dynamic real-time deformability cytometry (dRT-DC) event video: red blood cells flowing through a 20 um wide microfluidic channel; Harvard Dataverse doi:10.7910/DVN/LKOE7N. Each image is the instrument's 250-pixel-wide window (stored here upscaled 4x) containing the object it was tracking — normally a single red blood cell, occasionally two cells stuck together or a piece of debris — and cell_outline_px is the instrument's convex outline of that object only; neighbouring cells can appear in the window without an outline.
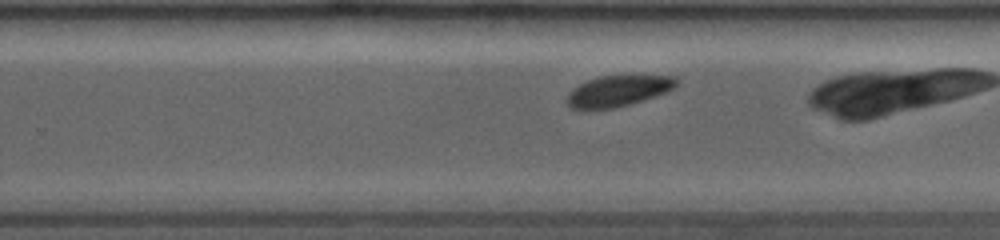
{"species": "common noctule bat (a hibernating species)", "species_latin": "Nyctalus noctula", "temperature_condition": "room temperature", "stored_images_in_passage": 37, "camera_frame_rate_fps": 4000, "um_per_image_px": 0.085, "animal": {"sex": "female", "body_mass_g": 19.0, "forearm_length_mm": 53.3}, "frame": {"image": 1, "passage_image": 22, "time_ms": 5.25, "image_size_px": [1000, 240], "cell_outline_px": [[676, 84], [672, 88], [664, 92], [628, 104], [612, 108], [592, 112], [580, 112], [568, 108], [564, 100], [568, 92], [572, 88], [588, 80], [600, 76], [668, 76], [676, 80]], "centroid_in_image_um": [52.3, 7.79], "position_along_channel_um": 277.5, "area_um2": 19.88}, "authors_computed_cell_mechanics": {"area_um2": 20.23, "velocity_mm_per_s": 4.0169, "shape_relaxation_time_tau1_ms": null, "shape_relaxation_time_tau2_ms": 3.9646, "deformation_change_tau1": null, "deformation_change_tau2": 0.0672}}